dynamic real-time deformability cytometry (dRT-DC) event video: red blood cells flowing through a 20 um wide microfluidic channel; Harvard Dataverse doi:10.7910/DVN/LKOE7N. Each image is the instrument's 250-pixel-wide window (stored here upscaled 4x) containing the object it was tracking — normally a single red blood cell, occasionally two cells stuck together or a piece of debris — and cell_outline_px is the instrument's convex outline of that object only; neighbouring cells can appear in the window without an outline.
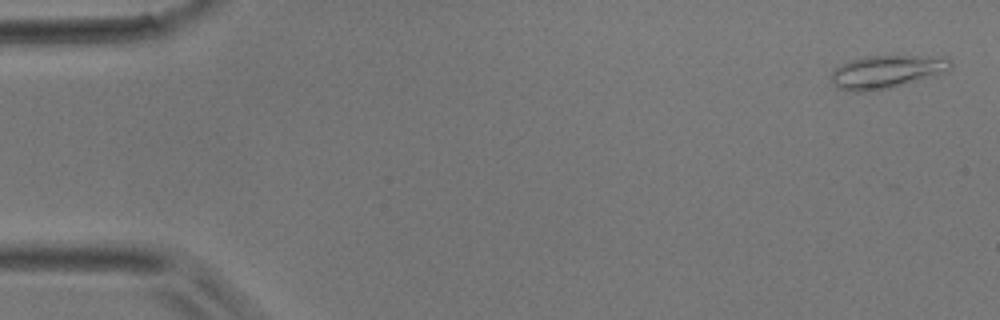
{"species": "common noctule bat (a hibernating species)", "species_latin": "Nyctalus noctula", "temperature_condition": "room temperature", "stored_images_in_passage": 3, "camera_frame_rate_fps": 3000, "um_per_image_px": 0.085, "animal": {"sex": "male", "body_mass_g": 17.9}, "frame": {"image": 1, "passage_image": 1, "time_ms": 0.0, "image_size_px": [1000, 320], "cell_outline_px": [[952, 68], [892, 88], [864, 92], [852, 92], [840, 88], [832, 84], [828, 76], [840, 64], [864, 56], [948, 56], [952, 60]], "centroid_in_image_um": [75.31, 6.09], "position_along_channel_um": 9.7, "area_um2": 22.95}}